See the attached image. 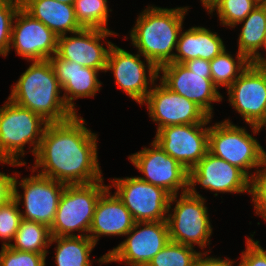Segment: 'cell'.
Wrapping results in <instances>:
<instances>
[{"mask_svg": "<svg viewBox=\"0 0 266 266\" xmlns=\"http://www.w3.org/2000/svg\"><path fill=\"white\" fill-rule=\"evenodd\" d=\"M75 114L62 122L48 123L35 155L32 173L66 185L90 184L104 179L98 162L97 134Z\"/></svg>", "mask_w": 266, "mask_h": 266, "instance_id": "6da1fadb", "label": "cell"}, {"mask_svg": "<svg viewBox=\"0 0 266 266\" xmlns=\"http://www.w3.org/2000/svg\"><path fill=\"white\" fill-rule=\"evenodd\" d=\"M190 7L162 8L147 6L125 39L132 41L138 52L158 69L173 62L183 21Z\"/></svg>", "mask_w": 266, "mask_h": 266, "instance_id": "7a4b0ae2", "label": "cell"}, {"mask_svg": "<svg viewBox=\"0 0 266 266\" xmlns=\"http://www.w3.org/2000/svg\"><path fill=\"white\" fill-rule=\"evenodd\" d=\"M8 99L40 115L48 123L62 122L75 114L64 101L62 87L50 61H32L12 85Z\"/></svg>", "mask_w": 266, "mask_h": 266, "instance_id": "3957f363", "label": "cell"}, {"mask_svg": "<svg viewBox=\"0 0 266 266\" xmlns=\"http://www.w3.org/2000/svg\"><path fill=\"white\" fill-rule=\"evenodd\" d=\"M47 124L40 115L7 99L0 107V163L27 164L20 159L25 156L24 146L29 144L35 157Z\"/></svg>", "mask_w": 266, "mask_h": 266, "instance_id": "277c9868", "label": "cell"}, {"mask_svg": "<svg viewBox=\"0 0 266 266\" xmlns=\"http://www.w3.org/2000/svg\"><path fill=\"white\" fill-rule=\"evenodd\" d=\"M208 152L237 166L250 179L266 164V151L259 141L229 119L210 126ZM252 169L256 171L250 173Z\"/></svg>", "mask_w": 266, "mask_h": 266, "instance_id": "5b68a950", "label": "cell"}, {"mask_svg": "<svg viewBox=\"0 0 266 266\" xmlns=\"http://www.w3.org/2000/svg\"><path fill=\"white\" fill-rule=\"evenodd\" d=\"M160 81L172 92L184 96L213 117V102L223 95L211 80L210 61L196 58L182 64L170 62L159 68Z\"/></svg>", "mask_w": 266, "mask_h": 266, "instance_id": "8992f818", "label": "cell"}, {"mask_svg": "<svg viewBox=\"0 0 266 266\" xmlns=\"http://www.w3.org/2000/svg\"><path fill=\"white\" fill-rule=\"evenodd\" d=\"M103 181L65 186L50 227L51 236H88L98 199L108 188Z\"/></svg>", "mask_w": 266, "mask_h": 266, "instance_id": "52a82bcc", "label": "cell"}, {"mask_svg": "<svg viewBox=\"0 0 266 266\" xmlns=\"http://www.w3.org/2000/svg\"><path fill=\"white\" fill-rule=\"evenodd\" d=\"M171 196L167 213V226L170 241L202 250L210 243L212 225L209 219L205 198L193 196L188 191ZM172 203L174 208L171 209ZM176 203V204H175ZM171 211L173 213H171Z\"/></svg>", "mask_w": 266, "mask_h": 266, "instance_id": "ba28073f", "label": "cell"}, {"mask_svg": "<svg viewBox=\"0 0 266 266\" xmlns=\"http://www.w3.org/2000/svg\"><path fill=\"white\" fill-rule=\"evenodd\" d=\"M125 236L128 237L117 247L97 259L98 263L122 262L129 266H147L170 241L166 220L135 222Z\"/></svg>", "mask_w": 266, "mask_h": 266, "instance_id": "9c48e42d", "label": "cell"}, {"mask_svg": "<svg viewBox=\"0 0 266 266\" xmlns=\"http://www.w3.org/2000/svg\"><path fill=\"white\" fill-rule=\"evenodd\" d=\"M114 192L131 213L135 222H156L167 219L171 195L163 188L147 183L140 178L111 179Z\"/></svg>", "mask_w": 266, "mask_h": 266, "instance_id": "30bf717a", "label": "cell"}, {"mask_svg": "<svg viewBox=\"0 0 266 266\" xmlns=\"http://www.w3.org/2000/svg\"><path fill=\"white\" fill-rule=\"evenodd\" d=\"M18 175L16 172L13 198L19 205H24V211H20L22 219L40 222L50 228L66 184L38 173L19 181ZM18 187L23 189V194L19 193Z\"/></svg>", "mask_w": 266, "mask_h": 266, "instance_id": "8fae6325", "label": "cell"}, {"mask_svg": "<svg viewBox=\"0 0 266 266\" xmlns=\"http://www.w3.org/2000/svg\"><path fill=\"white\" fill-rule=\"evenodd\" d=\"M141 56L139 52L131 54L113 44L107 58L106 72L111 70V73L114 74L115 84L129 98L142 106L160 75L159 69L146 58L145 61H142Z\"/></svg>", "mask_w": 266, "mask_h": 266, "instance_id": "7c38bea8", "label": "cell"}, {"mask_svg": "<svg viewBox=\"0 0 266 266\" xmlns=\"http://www.w3.org/2000/svg\"><path fill=\"white\" fill-rule=\"evenodd\" d=\"M226 91L229 103L253 134L261 132L266 121V67L249 64Z\"/></svg>", "mask_w": 266, "mask_h": 266, "instance_id": "4fadbf2b", "label": "cell"}, {"mask_svg": "<svg viewBox=\"0 0 266 266\" xmlns=\"http://www.w3.org/2000/svg\"><path fill=\"white\" fill-rule=\"evenodd\" d=\"M150 147H144L128 157L132 165L144 176L137 177L163 188L171 196L179 194L180 189L181 193L187 192L188 170L169 156L154 140Z\"/></svg>", "mask_w": 266, "mask_h": 266, "instance_id": "5bb4252c", "label": "cell"}, {"mask_svg": "<svg viewBox=\"0 0 266 266\" xmlns=\"http://www.w3.org/2000/svg\"><path fill=\"white\" fill-rule=\"evenodd\" d=\"M200 185L206 190L220 193H249L251 179L237 166L207 153L193 168L188 171V192L201 196L195 188Z\"/></svg>", "mask_w": 266, "mask_h": 266, "instance_id": "9a60e30c", "label": "cell"}, {"mask_svg": "<svg viewBox=\"0 0 266 266\" xmlns=\"http://www.w3.org/2000/svg\"><path fill=\"white\" fill-rule=\"evenodd\" d=\"M204 123L171 125L156 131L154 141L188 171L208 153V133Z\"/></svg>", "mask_w": 266, "mask_h": 266, "instance_id": "2e32d148", "label": "cell"}, {"mask_svg": "<svg viewBox=\"0 0 266 266\" xmlns=\"http://www.w3.org/2000/svg\"><path fill=\"white\" fill-rule=\"evenodd\" d=\"M147 105L149 117L157 130L171 125L204 123L210 116L196 103L172 92L161 81L154 83L142 105Z\"/></svg>", "mask_w": 266, "mask_h": 266, "instance_id": "e0dca14e", "label": "cell"}, {"mask_svg": "<svg viewBox=\"0 0 266 266\" xmlns=\"http://www.w3.org/2000/svg\"><path fill=\"white\" fill-rule=\"evenodd\" d=\"M58 36L22 7L15 14L10 50L30 62L47 60L56 54Z\"/></svg>", "mask_w": 266, "mask_h": 266, "instance_id": "ac0fdd59", "label": "cell"}, {"mask_svg": "<svg viewBox=\"0 0 266 266\" xmlns=\"http://www.w3.org/2000/svg\"><path fill=\"white\" fill-rule=\"evenodd\" d=\"M114 35L118 36V33L93 28H82L71 33V36L61 35L58 37L56 55L63 60L106 72L107 58L113 43L107 40L105 48L101 40Z\"/></svg>", "mask_w": 266, "mask_h": 266, "instance_id": "d6986e66", "label": "cell"}, {"mask_svg": "<svg viewBox=\"0 0 266 266\" xmlns=\"http://www.w3.org/2000/svg\"><path fill=\"white\" fill-rule=\"evenodd\" d=\"M55 75L64 91V101L69 109L77 114L73 100L78 98L94 97L101 88L98 80L100 71L84 67L76 62L63 60L56 54L48 59Z\"/></svg>", "mask_w": 266, "mask_h": 266, "instance_id": "ffe728a7", "label": "cell"}, {"mask_svg": "<svg viewBox=\"0 0 266 266\" xmlns=\"http://www.w3.org/2000/svg\"><path fill=\"white\" fill-rule=\"evenodd\" d=\"M134 223L129 210L108 187L98 199L88 236L97 245L101 236H125Z\"/></svg>", "mask_w": 266, "mask_h": 266, "instance_id": "44dd1931", "label": "cell"}, {"mask_svg": "<svg viewBox=\"0 0 266 266\" xmlns=\"http://www.w3.org/2000/svg\"><path fill=\"white\" fill-rule=\"evenodd\" d=\"M224 49V42L216 32L202 26H193L188 30H181L173 62L182 64L196 58L211 61Z\"/></svg>", "mask_w": 266, "mask_h": 266, "instance_id": "7402d4cb", "label": "cell"}, {"mask_svg": "<svg viewBox=\"0 0 266 266\" xmlns=\"http://www.w3.org/2000/svg\"><path fill=\"white\" fill-rule=\"evenodd\" d=\"M21 7L34 19L41 21L58 37L82 29L78 23L74 5L58 0H20Z\"/></svg>", "mask_w": 266, "mask_h": 266, "instance_id": "603a6c76", "label": "cell"}, {"mask_svg": "<svg viewBox=\"0 0 266 266\" xmlns=\"http://www.w3.org/2000/svg\"><path fill=\"white\" fill-rule=\"evenodd\" d=\"M238 37V52L242 53L251 65L266 67V58L260 48L266 35V5H258L244 20Z\"/></svg>", "mask_w": 266, "mask_h": 266, "instance_id": "cb8c5ba5", "label": "cell"}, {"mask_svg": "<svg viewBox=\"0 0 266 266\" xmlns=\"http://www.w3.org/2000/svg\"><path fill=\"white\" fill-rule=\"evenodd\" d=\"M55 249L56 266H91L90 254L96 244L89 236H51Z\"/></svg>", "mask_w": 266, "mask_h": 266, "instance_id": "d4e9b609", "label": "cell"}, {"mask_svg": "<svg viewBox=\"0 0 266 266\" xmlns=\"http://www.w3.org/2000/svg\"><path fill=\"white\" fill-rule=\"evenodd\" d=\"M50 240L51 233L47 225L22 219L10 247L18 251L48 254Z\"/></svg>", "mask_w": 266, "mask_h": 266, "instance_id": "484cf974", "label": "cell"}, {"mask_svg": "<svg viewBox=\"0 0 266 266\" xmlns=\"http://www.w3.org/2000/svg\"><path fill=\"white\" fill-rule=\"evenodd\" d=\"M226 50L224 49L210 61L211 80L217 88L226 87L228 89L250 64L242 53L237 51L235 59L229 54L231 52Z\"/></svg>", "mask_w": 266, "mask_h": 266, "instance_id": "4316f807", "label": "cell"}, {"mask_svg": "<svg viewBox=\"0 0 266 266\" xmlns=\"http://www.w3.org/2000/svg\"><path fill=\"white\" fill-rule=\"evenodd\" d=\"M210 251L198 252L194 247L169 241L148 263L147 266H196L203 254Z\"/></svg>", "mask_w": 266, "mask_h": 266, "instance_id": "83f0119b", "label": "cell"}, {"mask_svg": "<svg viewBox=\"0 0 266 266\" xmlns=\"http://www.w3.org/2000/svg\"><path fill=\"white\" fill-rule=\"evenodd\" d=\"M257 6L254 0H212L205 10L208 14L216 11L222 26L234 28Z\"/></svg>", "mask_w": 266, "mask_h": 266, "instance_id": "f1b7e54d", "label": "cell"}, {"mask_svg": "<svg viewBox=\"0 0 266 266\" xmlns=\"http://www.w3.org/2000/svg\"><path fill=\"white\" fill-rule=\"evenodd\" d=\"M107 0H75V16L82 28L109 30Z\"/></svg>", "mask_w": 266, "mask_h": 266, "instance_id": "f546056e", "label": "cell"}, {"mask_svg": "<svg viewBox=\"0 0 266 266\" xmlns=\"http://www.w3.org/2000/svg\"><path fill=\"white\" fill-rule=\"evenodd\" d=\"M19 204L14 198L0 206V239L2 247H9L22 220Z\"/></svg>", "mask_w": 266, "mask_h": 266, "instance_id": "4dcf8cb0", "label": "cell"}, {"mask_svg": "<svg viewBox=\"0 0 266 266\" xmlns=\"http://www.w3.org/2000/svg\"><path fill=\"white\" fill-rule=\"evenodd\" d=\"M20 7V0H0V55L3 57L10 52L12 24Z\"/></svg>", "mask_w": 266, "mask_h": 266, "instance_id": "1f68e13d", "label": "cell"}, {"mask_svg": "<svg viewBox=\"0 0 266 266\" xmlns=\"http://www.w3.org/2000/svg\"><path fill=\"white\" fill-rule=\"evenodd\" d=\"M47 254L18 251L2 247L0 251V266H46Z\"/></svg>", "mask_w": 266, "mask_h": 266, "instance_id": "d6a6232c", "label": "cell"}, {"mask_svg": "<svg viewBox=\"0 0 266 266\" xmlns=\"http://www.w3.org/2000/svg\"><path fill=\"white\" fill-rule=\"evenodd\" d=\"M250 194L255 214L266 222V164L251 178Z\"/></svg>", "mask_w": 266, "mask_h": 266, "instance_id": "836d02e7", "label": "cell"}, {"mask_svg": "<svg viewBox=\"0 0 266 266\" xmlns=\"http://www.w3.org/2000/svg\"><path fill=\"white\" fill-rule=\"evenodd\" d=\"M246 239V249L241 253V261L237 266H266V250L261 247L259 241L252 238Z\"/></svg>", "mask_w": 266, "mask_h": 266, "instance_id": "e575fe53", "label": "cell"}, {"mask_svg": "<svg viewBox=\"0 0 266 266\" xmlns=\"http://www.w3.org/2000/svg\"><path fill=\"white\" fill-rule=\"evenodd\" d=\"M15 175L0 172V206L13 198Z\"/></svg>", "mask_w": 266, "mask_h": 266, "instance_id": "d590c367", "label": "cell"}, {"mask_svg": "<svg viewBox=\"0 0 266 266\" xmlns=\"http://www.w3.org/2000/svg\"><path fill=\"white\" fill-rule=\"evenodd\" d=\"M234 263L236 262L229 260V258L221 259V257H207V254H203V256L197 261L198 266H233Z\"/></svg>", "mask_w": 266, "mask_h": 266, "instance_id": "8d00e7d4", "label": "cell"}, {"mask_svg": "<svg viewBox=\"0 0 266 266\" xmlns=\"http://www.w3.org/2000/svg\"><path fill=\"white\" fill-rule=\"evenodd\" d=\"M59 2L66 3L69 5H74L75 0H58Z\"/></svg>", "mask_w": 266, "mask_h": 266, "instance_id": "74e56055", "label": "cell"}, {"mask_svg": "<svg viewBox=\"0 0 266 266\" xmlns=\"http://www.w3.org/2000/svg\"><path fill=\"white\" fill-rule=\"evenodd\" d=\"M212 0H200L202 6L205 8Z\"/></svg>", "mask_w": 266, "mask_h": 266, "instance_id": "f35d334b", "label": "cell"}, {"mask_svg": "<svg viewBox=\"0 0 266 266\" xmlns=\"http://www.w3.org/2000/svg\"><path fill=\"white\" fill-rule=\"evenodd\" d=\"M258 5H266V0H254Z\"/></svg>", "mask_w": 266, "mask_h": 266, "instance_id": "ab89813d", "label": "cell"}, {"mask_svg": "<svg viewBox=\"0 0 266 266\" xmlns=\"http://www.w3.org/2000/svg\"><path fill=\"white\" fill-rule=\"evenodd\" d=\"M261 50H265L266 51V35H265V38H264V40H263V44H262V46H261V48H260Z\"/></svg>", "mask_w": 266, "mask_h": 266, "instance_id": "60d3db41", "label": "cell"}, {"mask_svg": "<svg viewBox=\"0 0 266 266\" xmlns=\"http://www.w3.org/2000/svg\"><path fill=\"white\" fill-rule=\"evenodd\" d=\"M263 127L266 129V121L260 126L261 129H262Z\"/></svg>", "mask_w": 266, "mask_h": 266, "instance_id": "b9f144b4", "label": "cell"}]
</instances>
